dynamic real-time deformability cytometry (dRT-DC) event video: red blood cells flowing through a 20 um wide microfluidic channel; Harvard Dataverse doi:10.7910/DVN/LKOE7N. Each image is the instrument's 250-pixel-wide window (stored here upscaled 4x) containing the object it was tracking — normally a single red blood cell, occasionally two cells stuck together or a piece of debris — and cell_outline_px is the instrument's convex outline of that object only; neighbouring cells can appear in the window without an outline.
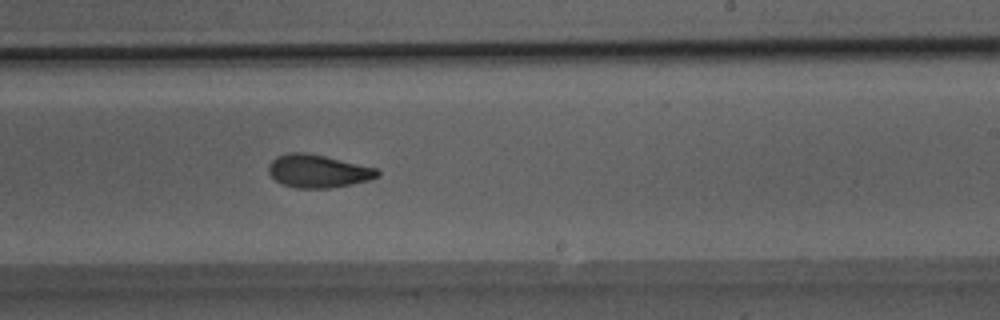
{"species": "Egyptian fruit bat (a non-hibernating species)", "species_latin": "Rousettus aegyptiacus", "temperature_condition": "room temperature", "stored_images_in_passage": 46, "segment_of_instrument_passage": [1, 2], "camera_frame_rate_fps": 3000, "um_per_image_px": 0.085, "animal": {"sex": "male"}, "frame": {"image": 1, "passage_image": 26, "time_ms": 8.333, "image_size_px": [1000, 320], "cell_outline_px": [[380, 176], [368, 180], [352, 184], [328, 188], [296, 188], [284, 184], [276, 180], [268, 172], [268, 168], [272, 160], [276, 156], [292, 152], [304, 152], [324, 156], [376, 168], [380, 172]], "centroid_in_image_um": [27.03, 14.54], "position_along_channel_um": 262.0, "area_um2": 20.69}}
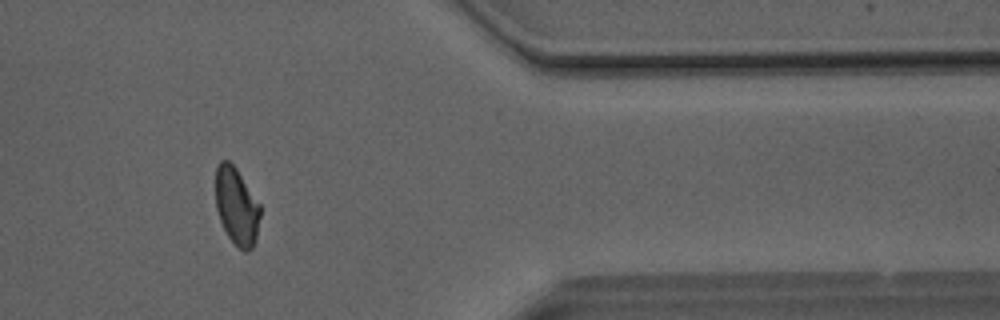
{"frame": {"image": 2, "passage_image": 37, "time_ms": 12.0, "image_size_px": [1000, 320], "cell_outline_px": [[260, 216], [256, 236], [252, 248], [248, 252], [244, 252], [228, 236], [220, 220], [216, 208], [216, 168], [220, 160], [228, 160], [236, 168], [260, 204]], "centroid_in_image_um": [20.11, 17.52], "position_along_channel_um": 391.3, "area_um2": 19.88}}
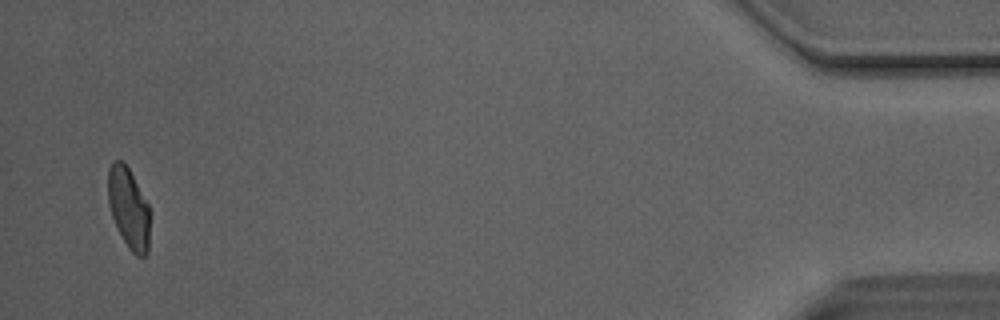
{"frame": {"image": 3, "passage_image": 44, "time_ms": 14.333, "image_size_px": [1000, 320], "cell_outline_px": [[148, 252], [144, 256], [136, 256], [128, 248], [112, 216], [108, 204], [108, 168], [112, 160], [124, 160], [148, 204]], "centroid_in_image_um": [10.91, 17.64], "position_along_channel_um": 424.3, "area_um2": 19.42}}